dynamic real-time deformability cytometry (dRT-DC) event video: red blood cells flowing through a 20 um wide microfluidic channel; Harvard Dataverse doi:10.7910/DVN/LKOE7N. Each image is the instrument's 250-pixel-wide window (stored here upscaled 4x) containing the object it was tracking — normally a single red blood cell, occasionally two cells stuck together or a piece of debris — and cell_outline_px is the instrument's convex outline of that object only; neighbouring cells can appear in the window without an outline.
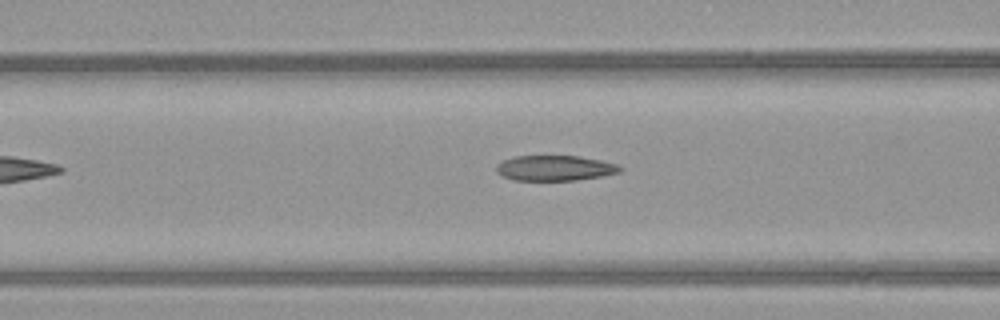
{"species": "common noctule bat (a hibernating species)", "species_latin": "Nyctalus noctula", "temperature_condition": "warm", "stored_images_in_passage": 7, "camera_frame_rate_fps": 3000, "um_per_image_px": 0.085, "animal": {"sex": "female", "body_mass_g": 21.9}, "frame": {"image": 1, "passage_image": 5, "time_ms": 1.333, "image_size_px": [1000, 320], "cell_outline_px": [[624, 168], [620, 172], [600, 176], [576, 180], [512, 180], [496, 172], [496, 164], [504, 160], [516, 156], [580, 156], [600, 160], [616, 164]], "centroid_in_image_um": [47.16, 14.28], "position_along_channel_um": 119.4, "area_um2": 18.15}}